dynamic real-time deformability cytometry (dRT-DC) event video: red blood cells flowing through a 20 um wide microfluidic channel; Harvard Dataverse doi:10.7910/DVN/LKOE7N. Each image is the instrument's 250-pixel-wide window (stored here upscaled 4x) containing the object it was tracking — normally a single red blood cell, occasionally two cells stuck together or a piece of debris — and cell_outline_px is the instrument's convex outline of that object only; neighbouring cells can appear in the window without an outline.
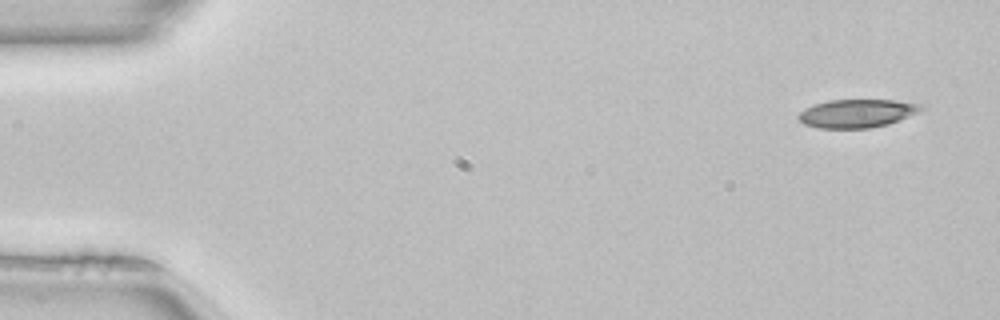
{"species": "common noctule bat (a hibernating species)", "species_latin": "Nyctalus noctula", "temperature_condition": "room temperature", "stored_images_in_passage": 49, "camera_frame_rate_fps": 3000, "um_per_image_px": 0.085, "animal": {"sex": "female", "body_mass_g": 22.7, "forearm_length_mm": 54.2}, "frame": {"image": 1, "passage_image": 1, "time_ms": 0.0, "image_size_px": [1000, 320], "cell_outline_px": [[924, 108], [900, 120], [888, 124], [872, 128], [820, 128], [804, 124], [796, 116], [800, 112], [816, 104], [828, 100], [892, 100], [924, 104]], "centroid_in_image_um": [72.86, 9.64], "position_along_channel_um": 12.1, "area_um2": 20.06}}
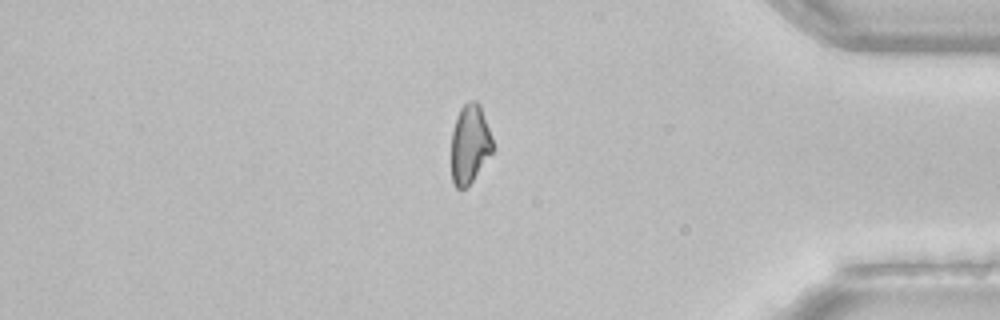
{"frame": {"image": 2, "passage_image": 41, "time_ms": 13.333, "image_size_px": [1000, 320], "cell_outline_px": [[496, 148], [472, 180], [464, 188], [456, 188], [452, 180], [452, 132], [456, 116], [460, 108], [468, 100], [476, 100], [480, 104], [492, 136]], "centroid_in_image_um": [39.96, 12.2], "position_along_channel_um": 395.2, "area_um2": 19.19}}
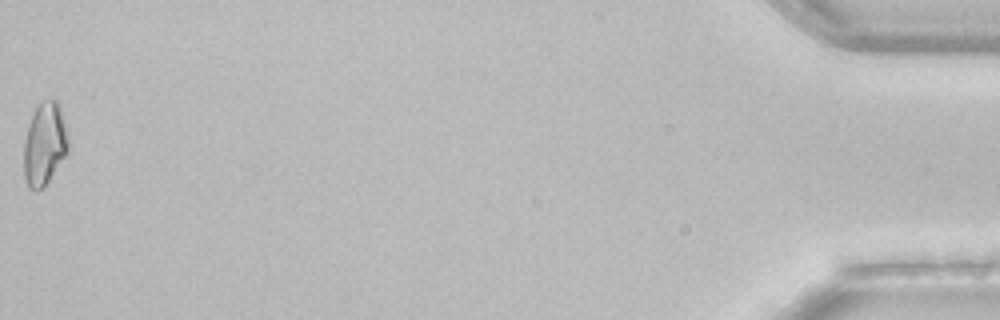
{"frame": {"image": 3, "passage_image": 49, "time_ms": 16.0, "image_size_px": [1000, 320], "cell_outline_px": [[68, 152], [44, 188], [36, 192], [28, 188], [24, 180], [24, 144], [28, 128], [32, 116], [40, 100], [56, 100], [60, 104], [68, 132]], "centroid_in_image_um": [3.8, 12.27], "position_along_channel_um": 431.4, "area_um2": 21.73}}